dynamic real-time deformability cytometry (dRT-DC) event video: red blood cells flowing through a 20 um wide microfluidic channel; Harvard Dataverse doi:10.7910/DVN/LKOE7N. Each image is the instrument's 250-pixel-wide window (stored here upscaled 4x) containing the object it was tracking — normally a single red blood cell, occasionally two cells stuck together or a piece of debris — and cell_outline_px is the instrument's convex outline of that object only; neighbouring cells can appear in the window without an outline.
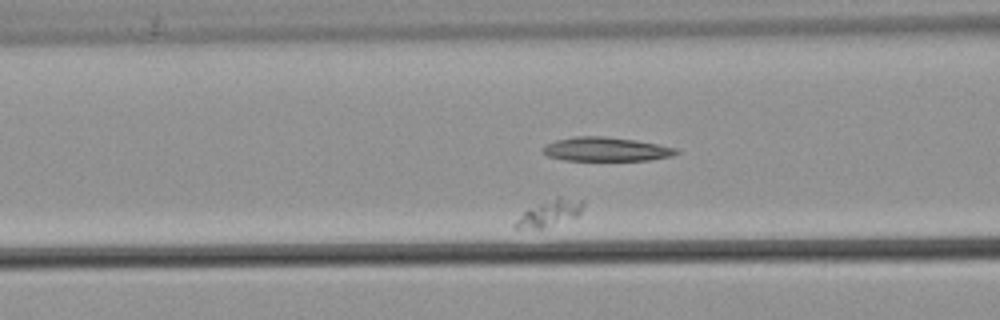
{"species": "common noctule bat (a hibernating species)", "species_latin": "Nyctalus noctula", "temperature_condition": "warm", "stored_images_in_passage": 44, "camera_frame_rate_fps": 3000, "um_per_image_px": 0.085, "animal": {"sex": "male", "body_mass_g": 21.5, "forearm_length_mm": 52.0}, "frame": {"image": 1, "passage_image": 12, "time_ms": 3.667, "image_size_px": [1000, 320], "cell_outline_px": [[584, 204], [580, 212], [576, 216], [544, 228], [516, 228], [512, 224], [524, 212], [556, 196], [560, 196], [584, 200]], "centroid_in_image_um": [46.74, 18.1], "position_along_channel_um": 119.9, "area_um2": 10.12}}
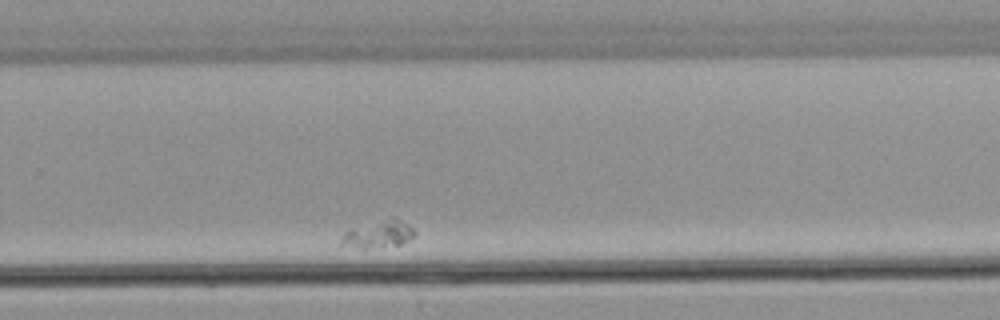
{"frame": {"image": 2, "passage_image": 30, "time_ms": 9.667, "image_size_px": [1000, 320], "cell_outline_px": [[416, 232], [408, 240], [400, 244], [364, 252], [340, 244], [340, 240], [344, 232], [352, 228], [388, 216], [392, 216], [408, 224]], "centroid_in_image_um": [32.1, 19.94], "position_along_channel_um": 297.7, "area_um2": 12.43}}
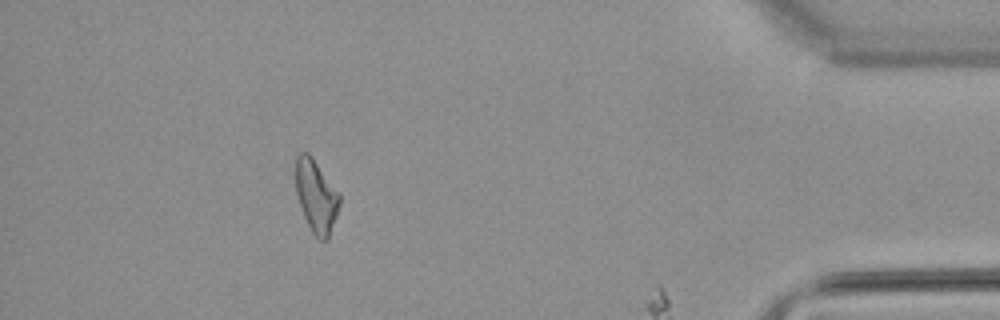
{"frame": {"image": 3, "passage_image": 39, "time_ms": 12.667, "image_size_px": [1000, 320], "cell_outline_px": [[340, 204], [328, 240], [320, 240], [312, 232], [304, 216], [296, 192], [296, 156], [300, 152], [308, 152], [312, 156], [340, 192]], "centroid_in_image_um": [26.89, 16.64], "position_along_channel_um": 408.3, "area_um2": 18.61}}